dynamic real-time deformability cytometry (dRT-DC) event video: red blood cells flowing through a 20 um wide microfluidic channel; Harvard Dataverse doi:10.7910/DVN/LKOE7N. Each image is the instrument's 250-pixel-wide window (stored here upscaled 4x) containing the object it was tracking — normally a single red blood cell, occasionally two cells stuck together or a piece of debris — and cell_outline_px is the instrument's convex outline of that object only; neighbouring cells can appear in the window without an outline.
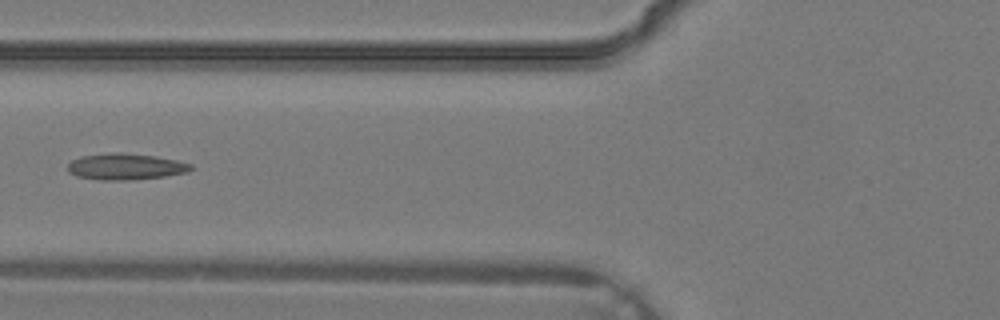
{"species": "common noctule bat (a hibernating species)", "species_latin": "Nyctalus noctula", "temperature_condition": "warm", "stored_images_in_passage": 3, "camera_frame_rate_fps": 3000, "um_per_image_px": 0.085, "animal": {"sex": "male", "body_mass_g": 19.2, "forearm_length_mm": 51.8}, "frame": {"image": 1, "passage_image": 3, "time_ms": 0.667, "image_size_px": [1000, 320], "cell_outline_px": [[192, 168], [188, 172], [164, 176], [132, 180], [100, 180], [76, 176], [68, 172], [68, 164], [72, 160], [80, 156], [112, 152], [120, 152], [156, 156], [176, 160], [192, 164]], "centroid_in_image_um": [10.65, 14.16], "position_along_channel_um": 115.2, "area_um2": 18.96}}